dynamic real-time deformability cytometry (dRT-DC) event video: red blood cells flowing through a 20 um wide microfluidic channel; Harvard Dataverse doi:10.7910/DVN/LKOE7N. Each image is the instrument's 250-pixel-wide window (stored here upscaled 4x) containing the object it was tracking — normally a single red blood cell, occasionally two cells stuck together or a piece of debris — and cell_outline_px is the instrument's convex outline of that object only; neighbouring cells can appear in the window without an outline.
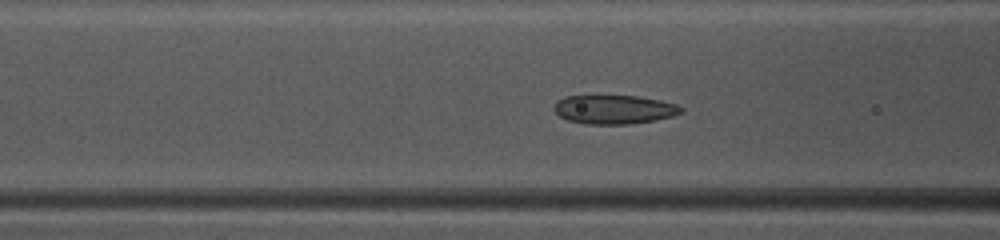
{"species": "common noctule bat (a hibernating species)", "species_latin": "Nyctalus noctula", "temperature_condition": "warm", "stored_images_in_passage": 42, "camera_frame_rate_fps": 3000, "um_per_image_px": 0.085, "animal": {"sex": "female", "body_mass_g": 10.0, "forearm_length_mm": 53.1}, "frame": {"image": 1, "passage_image": 11, "time_ms": 3.333, "image_size_px": [1000, 240], "cell_outline_px": [[684, 112], [672, 116], [656, 120], [628, 124], [584, 124], [568, 120], [560, 116], [552, 108], [556, 100], [564, 96], [636, 96], [660, 100], [676, 104], [684, 108]], "centroid_in_image_um": [52.19, 9.3], "position_along_channel_um": 114.4, "area_um2": 21.5}}
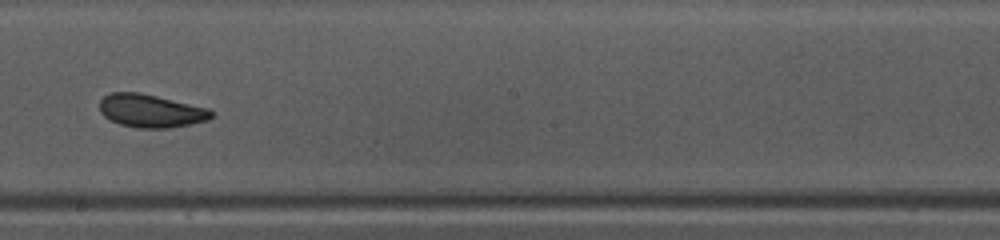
{"frame": {"image": 2, "passage_image": 20, "time_ms": 6.333, "image_size_px": [1000, 240], "cell_outline_px": [[216, 116], [208, 120], [192, 124], [168, 128], [136, 128], [120, 124], [108, 120], [100, 112], [100, 100], [108, 92], [140, 92], [208, 108], [216, 112]], "centroid_in_image_um": [12.84, 9.42], "position_along_channel_um": 235.4, "area_um2": 21.91}}
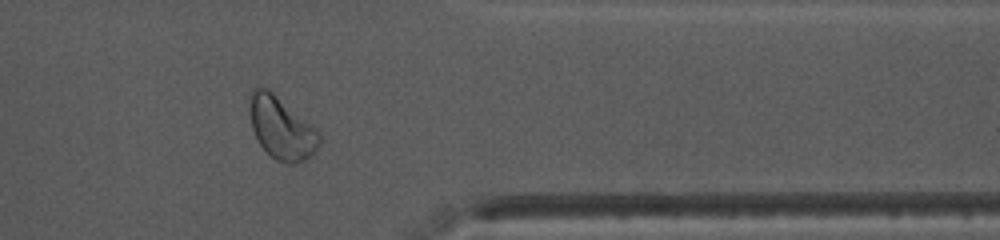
{"frame": {"image": 3, "passage_image": 32, "time_ms": 10.333, "image_size_px": [1000, 240], "cell_outline_px": [[320, 144], [312, 156], [296, 164], [288, 164], [276, 160], [256, 140], [252, 128], [248, 96], [252, 88], [268, 88], [316, 128], [320, 132]], "centroid_in_image_um": [23.92, 10.88], "position_along_channel_um": 387.5, "area_um2": 25.43}, "authors_computed_cell_mechanics": {"area_um2": 22.1085, "velocity_mm_per_s": 4.0248, "shape_relaxation_time_tau1_ms": 3.2198, "shape_relaxation_time_tau2_ms": 1.5509, "deformation_change_tau1": 0.1001, "deformation_change_tau2": 0.064}}